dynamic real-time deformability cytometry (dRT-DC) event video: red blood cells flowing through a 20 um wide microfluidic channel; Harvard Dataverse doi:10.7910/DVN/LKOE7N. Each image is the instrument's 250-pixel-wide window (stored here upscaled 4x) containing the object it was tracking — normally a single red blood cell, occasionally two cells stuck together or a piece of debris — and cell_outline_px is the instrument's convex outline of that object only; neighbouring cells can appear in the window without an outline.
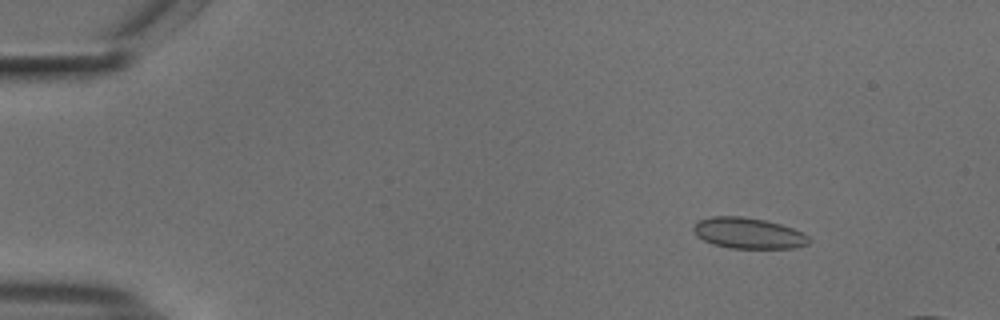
{"species": "common noctule bat (a hibernating species)", "species_latin": "Nyctalus noctula", "temperature_condition": "cold", "stored_images_in_passage": 18, "camera_frame_rate_fps": 3000, "um_per_image_px": 0.085, "animal": {"sex": "male", "body_mass_g": 18.8}, "frame": {"image": 1, "passage_image": 7, "time_ms": 2.0, "image_size_px": [1000, 320], "cell_outline_px": [[812, 240], [808, 244], [796, 248], [728, 248], [712, 244], [696, 236], [692, 228], [692, 224], [696, 220], [712, 216], [740, 216], [764, 220], [780, 224], [804, 232]], "centroid_in_image_um": [63.58, 19.82], "position_along_channel_um": 21.4, "area_um2": 21.1}}